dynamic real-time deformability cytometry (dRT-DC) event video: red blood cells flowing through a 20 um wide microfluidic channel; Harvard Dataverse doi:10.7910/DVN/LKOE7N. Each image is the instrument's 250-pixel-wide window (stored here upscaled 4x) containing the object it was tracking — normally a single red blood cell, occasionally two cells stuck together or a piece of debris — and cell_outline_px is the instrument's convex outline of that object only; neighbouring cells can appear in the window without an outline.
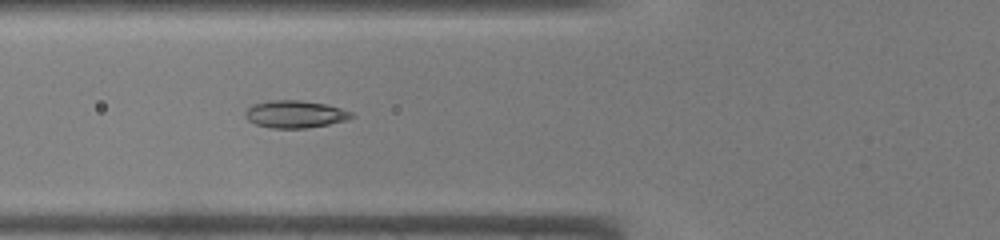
{"species": "common noctule bat (a hibernating species)", "species_latin": "Nyctalus noctula", "temperature_condition": "warm", "stored_images_in_passage": 34, "camera_frame_rate_fps": 3000, "um_per_image_px": 0.085, "animal": {"sex": "male", "body_mass_g": 19.0, "forearm_length_mm": 50.8}, "frame": {"image": 1, "passage_image": 6, "time_ms": 1.667, "image_size_px": [1000, 240], "cell_outline_px": [[356, 116], [348, 120], [328, 124], [304, 128], [272, 128], [256, 124], [248, 120], [244, 116], [244, 112], [252, 104], [276, 100], [300, 100], [324, 104], [340, 108], [352, 112]], "centroid_in_image_um": [25.09, 9.71], "position_along_channel_um": 100.7, "area_um2": 16.88}}
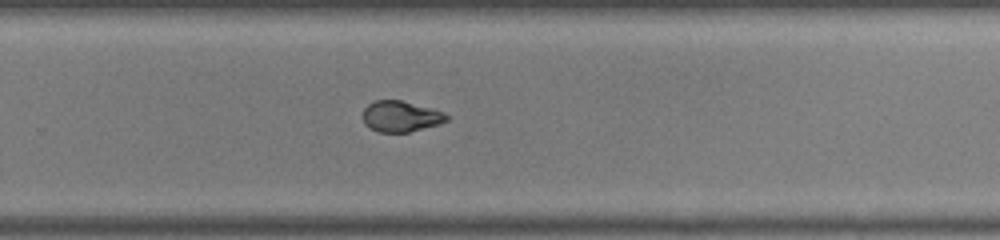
{"frame": {"image": 2, "passage_image": 19, "time_ms": 6.0, "image_size_px": [1000, 240], "cell_outline_px": [[448, 120], [436, 124], [408, 132], [380, 132], [364, 124], [364, 108], [368, 104], [376, 100], [400, 100], [432, 108], [444, 112], [448, 116]], "centroid_in_image_um": [34.06, 9.88], "position_along_channel_um": 295.7, "area_um2": 14.8}}
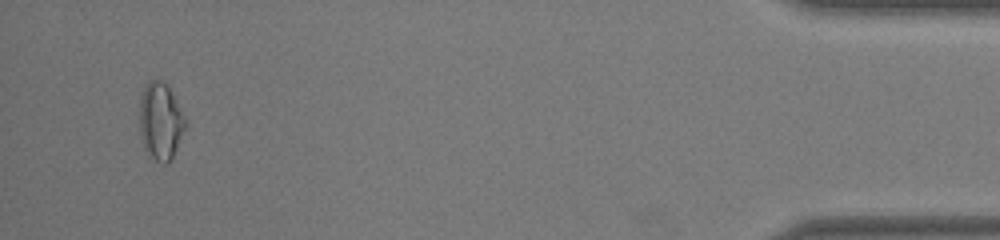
{"frame": {"image": 3, "passage_image": 32, "time_ms": 10.333, "image_size_px": [1000, 240], "cell_outline_px": [[188, 124], [172, 160], [168, 164], [164, 164], [148, 156], [144, 148], [140, 132], [140, 96], [148, 80], [160, 80], [168, 84]], "centroid_in_image_um": [13.66, 10.33], "position_along_channel_um": 421.5, "area_um2": 20.98}}